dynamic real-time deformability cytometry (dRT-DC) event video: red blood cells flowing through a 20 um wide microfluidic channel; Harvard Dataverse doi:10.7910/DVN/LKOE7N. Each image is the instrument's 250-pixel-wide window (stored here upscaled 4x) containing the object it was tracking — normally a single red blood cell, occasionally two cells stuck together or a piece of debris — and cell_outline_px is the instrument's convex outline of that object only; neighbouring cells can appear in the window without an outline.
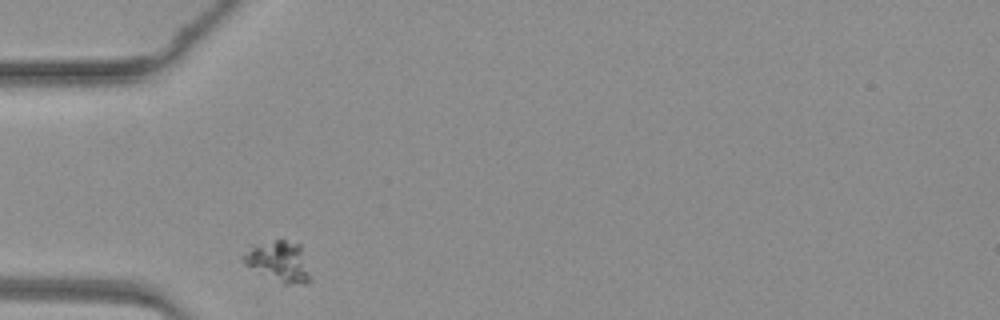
{"species": "common noctule bat (a hibernating species)", "species_latin": "Nyctalus noctula", "temperature_condition": "warm", "stored_images_in_passage": 27, "camera_frame_rate_fps": 3000, "um_per_image_px": 0.085, "animal": {"sex": "female", "body_mass_g": 19.3, "forearm_length_mm": 54.1}, "frame": {"image": 1, "passage_image": 1, "time_ms": 0.0, "image_size_px": [1000, 320], "cell_outline_px": [[312, 280], [304, 284], [284, 284], [244, 264], [240, 260], [240, 256], [256, 244], [276, 240], [284, 240], [300, 244]], "centroid_in_image_um": [23.71, 22.23], "position_along_channel_um": 61.3, "area_um2": 15.66}}
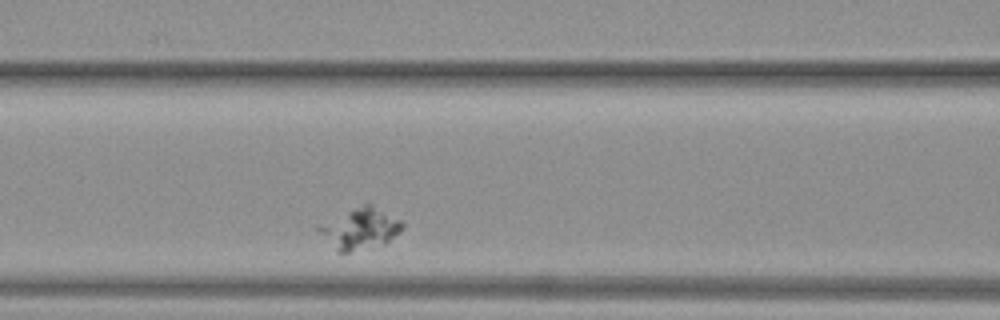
{"frame": {"image": 2, "passage_image": 7, "time_ms": 2.0, "image_size_px": [1000, 320], "cell_outline_px": [[404, 228], [400, 232], [384, 244], [348, 252], [336, 252], [316, 228], [320, 224], [368, 200], [404, 220]], "centroid_in_image_um": [30.68, 19.38], "position_along_channel_um": 135.9, "area_um2": 20.52}}
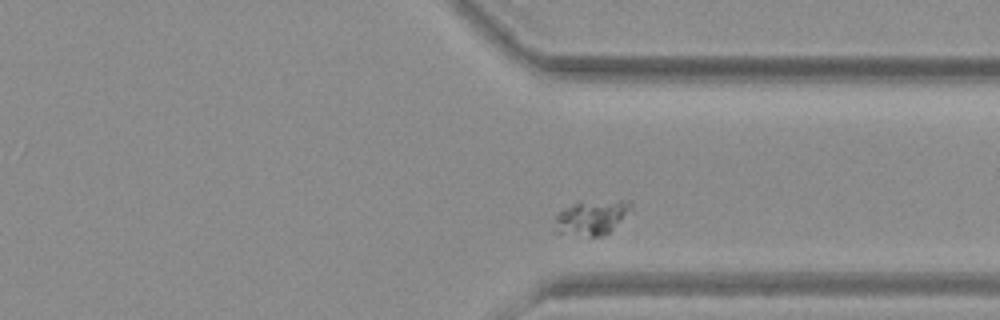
{"frame": {"image": 3, "passage_image": 24, "time_ms": 7.667, "image_size_px": [1000, 320], "cell_outline_px": [[632, 208], [604, 236], [588, 236], [552, 232], [556, 216], [564, 208], [576, 200], [620, 200], [632, 204]], "centroid_in_image_um": [50.2, 18.46], "position_along_channel_um": 361.2, "area_um2": 15.55}}